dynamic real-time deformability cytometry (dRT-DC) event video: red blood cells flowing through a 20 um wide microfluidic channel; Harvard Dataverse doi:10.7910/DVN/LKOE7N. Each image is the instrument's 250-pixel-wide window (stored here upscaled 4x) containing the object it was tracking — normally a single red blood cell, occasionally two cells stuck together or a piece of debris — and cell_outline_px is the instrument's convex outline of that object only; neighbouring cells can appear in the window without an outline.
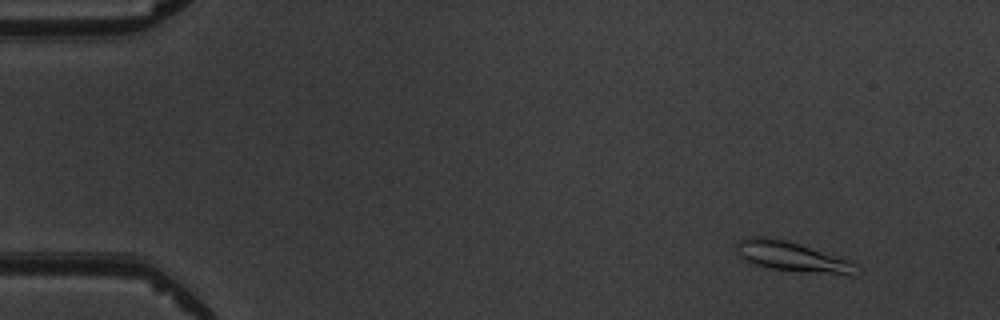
{"species": "common noctule bat (a hibernating species)", "species_latin": "Nyctalus noctula", "temperature_condition": "warm", "stored_images_in_passage": 5, "camera_frame_rate_fps": 3000, "um_per_image_px": 0.085, "animal": {"sex": "male", "body_mass_g": 19.5, "forearm_length_mm": 54.6}, "frame": {"image": 1, "passage_image": 1, "time_ms": 0.0, "image_size_px": [1000, 320], "cell_outline_px": [[852, 276], [848, 276], [772, 268], [756, 264], [740, 256], [736, 248], [736, 244], [740, 240], [748, 236], [764, 236], [788, 240], [852, 260]], "centroid_in_image_um": [67.31, 21.78], "position_along_channel_um": 17.7, "area_um2": 20.52}}